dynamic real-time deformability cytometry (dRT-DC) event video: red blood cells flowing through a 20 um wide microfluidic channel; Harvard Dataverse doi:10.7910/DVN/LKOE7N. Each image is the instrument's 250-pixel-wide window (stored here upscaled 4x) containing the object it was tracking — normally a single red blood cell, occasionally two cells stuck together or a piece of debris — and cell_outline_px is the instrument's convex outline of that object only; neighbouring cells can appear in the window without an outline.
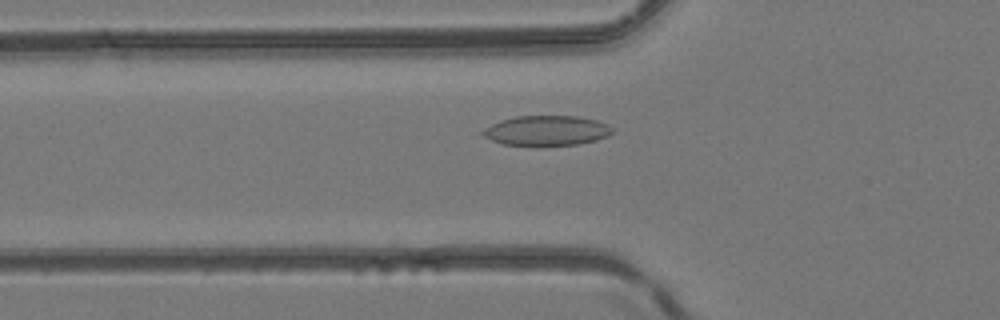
{"species": "common noctule bat (a hibernating species)", "species_latin": "Nyctalus noctula", "temperature_condition": "room temperature", "stored_images_in_passage": 44, "camera_frame_rate_fps": 3000, "um_per_image_px": 0.085, "animal": {"sex": "female", "body_mass_g": 24.6, "forearm_length_mm": 56.2}, "frame": {"image": 1, "passage_image": 14, "time_ms": 4.333, "image_size_px": [1000, 320], "cell_outline_px": [[612, 132], [608, 136], [596, 140], [580, 144], [504, 144], [492, 140], [484, 136], [480, 132], [484, 128], [500, 120], [516, 116], [576, 116], [596, 120], [608, 124], [612, 128]], "centroid_in_image_um": [46.47, 11.08], "position_along_channel_um": 79.3, "area_um2": 22.2}}
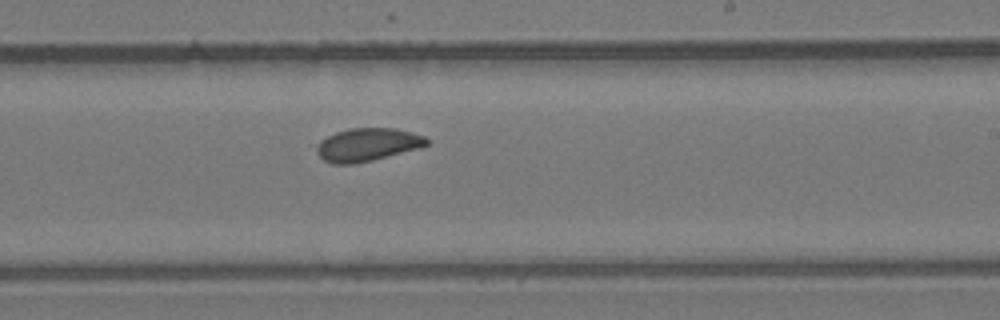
{"frame": {"image": 2, "passage_image": 26, "time_ms": 8.333, "image_size_px": [1000, 320], "cell_outline_px": [[428, 144], [420, 148], [372, 160], [352, 164], [332, 164], [324, 160], [316, 152], [316, 144], [320, 140], [336, 132], [348, 128], [396, 128], [412, 132], [424, 136], [428, 140]], "centroid_in_image_um": [31.21, 12.29], "position_along_channel_um": 257.8, "area_um2": 21.21}}
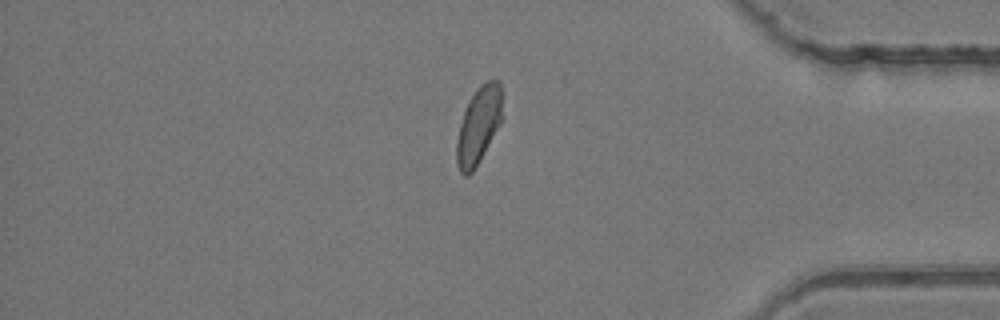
{"frame": {"image": 3, "passage_image": 37, "time_ms": 12.0, "image_size_px": [1000, 320], "cell_outline_px": [[504, 92], [500, 124], [480, 160], [472, 172], [468, 176], [464, 176], [460, 172], [456, 164], [456, 140], [464, 108], [476, 88], [480, 84], [496, 76], [500, 80]], "centroid_in_image_um": [40.7, 10.58], "position_along_channel_um": 394.5, "area_um2": 21.1}}